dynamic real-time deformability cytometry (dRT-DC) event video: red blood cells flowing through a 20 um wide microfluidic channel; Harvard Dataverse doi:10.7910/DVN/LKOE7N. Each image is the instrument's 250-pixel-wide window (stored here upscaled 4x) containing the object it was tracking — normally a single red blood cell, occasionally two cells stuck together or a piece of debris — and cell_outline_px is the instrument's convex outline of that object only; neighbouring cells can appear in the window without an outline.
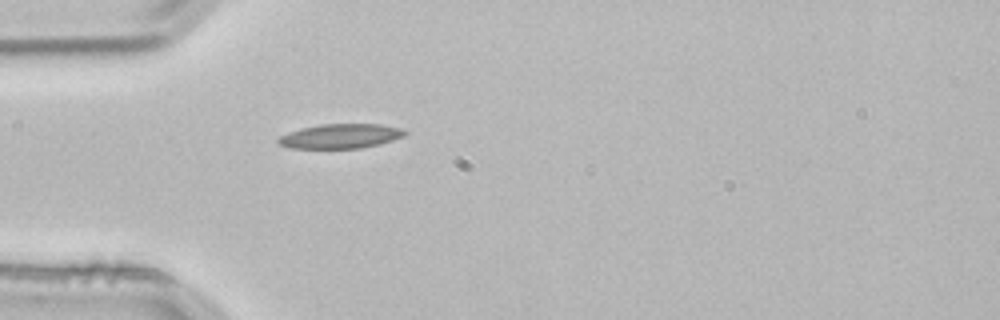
{"species": "common noctule bat (a hibernating species)", "species_latin": "Nyctalus noctula", "temperature_condition": "room temperature", "stored_images_in_passage": 3, "camera_frame_rate_fps": 3000, "um_per_image_px": 0.085, "animal": {"sex": "male", "body_mass_g": 21.5, "forearm_length_mm": 52.0}, "frame": {"image": 1, "passage_image": 3, "time_ms": 0.667, "image_size_px": [1000, 320], "cell_outline_px": [[408, 132], [404, 136], [380, 144], [360, 148], [288, 148], [280, 144], [276, 140], [280, 136], [288, 132], [300, 128], [320, 124], [380, 124], [400, 128]], "centroid_in_image_um": [28.93, 11.57], "position_along_channel_um": 56.1, "area_um2": 18.09}}